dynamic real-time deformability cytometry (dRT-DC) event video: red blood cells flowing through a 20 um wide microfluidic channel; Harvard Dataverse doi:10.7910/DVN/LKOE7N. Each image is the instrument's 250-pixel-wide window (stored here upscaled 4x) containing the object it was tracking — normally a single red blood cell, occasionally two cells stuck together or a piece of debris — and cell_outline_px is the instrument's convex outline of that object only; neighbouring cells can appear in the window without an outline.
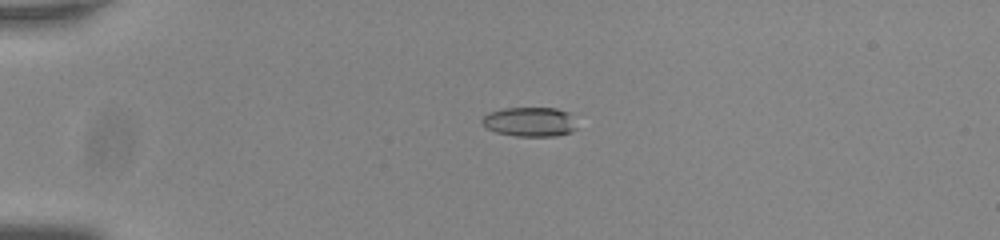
{"species": "common noctule bat (a hibernating species)", "species_latin": "Nyctalus noctula", "temperature_condition": "room temperature", "stored_images_in_passage": 48, "camera_frame_rate_fps": 3000, "um_per_image_px": 0.085, "animal": {"sex": "male", "body_mass_g": 20.0, "forearm_length_mm": 53.3}, "frame": {"image": 1, "passage_image": 9, "time_ms": 2.667, "image_size_px": [1000, 240], "cell_outline_px": [[576, 128], [572, 132], [556, 136], [516, 136], [496, 132], [480, 124], [480, 120], [488, 112], [504, 108], [556, 108], [568, 112]], "centroid_in_image_um": [44.98, 10.35], "position_along_channel_um": 40.0, "area_um2": 16.24}}
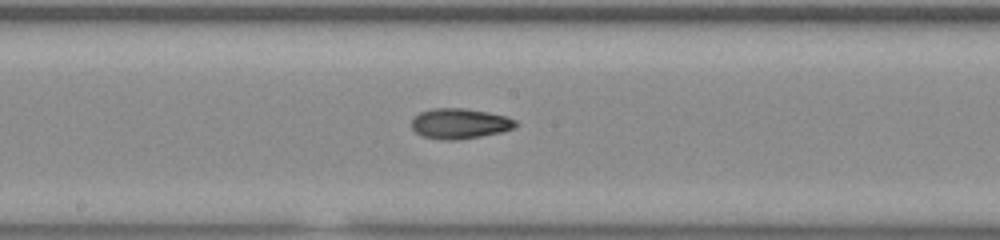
{"frame": {"image": 2, "passage_image": 26, "time_ms": 8.333, "image_size_px": [1000, 240], "cell_outline_px": [[520, 124], [512, 128], [500, 132], [460, 140], [444, 140], [420, 136], [412, 128], [412, 120], [420, 112], [432, 108], [464, 108], [488, 112], [508, 116], [516, 120]], "centroid_in_image_um": [39.09, 10.5], "position_along_channel_um": 209.1, "area_um2": 18.5}}
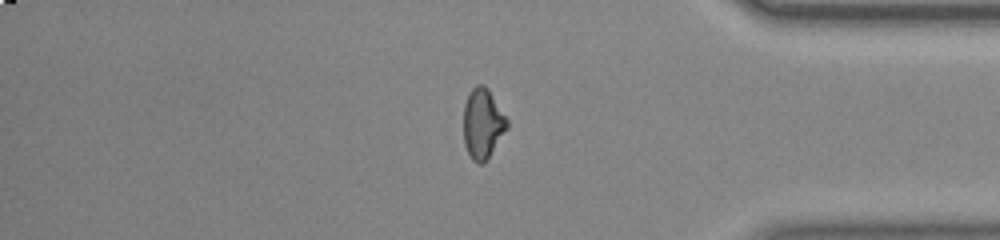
{"frame": {"image": 3, "passage_image": 42, "time_ms": 13.667, "image_size_px": [1000, 240], "cell_outline_px": [[508, 128], [488, 160], [484, 164], [476, 164], [472, 160], [464, 144], [464, 104], [472, 88], [476, 84], [484, 84], [488, 88], [508, 120]], "centroid_in_image_um": [41.04, 10.54], "position_along_channel_um": 394.2, "area_um2": 18.03}}